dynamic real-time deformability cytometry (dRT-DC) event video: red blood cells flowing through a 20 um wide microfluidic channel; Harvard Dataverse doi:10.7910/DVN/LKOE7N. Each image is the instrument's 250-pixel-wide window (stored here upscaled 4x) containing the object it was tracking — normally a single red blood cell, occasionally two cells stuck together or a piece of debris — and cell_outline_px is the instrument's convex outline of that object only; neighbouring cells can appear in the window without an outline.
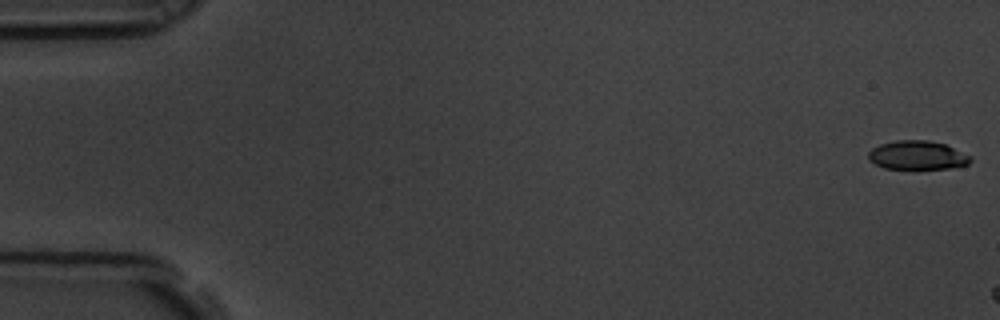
{"species": "common noctule bat (a hibernating species)", "species_latin": "Nyctalus noctula", "temperature_condition": "room temperature", "stored_images_in_passage": 4, "camera_frame_rate_fps": 3000, "um_per_image_px": 0.085, "animal": {"sex": "male", "body_mass_g": 19.5, "forearm_length_mm": 54.6}, "frame": {"image": 1, "passage_image": 1, "time_ms": 0.0, "image_size_px": [1000, 320], "cell_outline_px": [[972, 160], [968, 164], [948, 168], [884, 168], [868, 160], [868, 152], [872, 148], [880, 144], [896, 140], [928, 140], [944, 144], [968, 156]], "centroid_in_image_um": [77.91, 13.18], "position_along_channel_um": 7.1, "area_um2": 16.76}}